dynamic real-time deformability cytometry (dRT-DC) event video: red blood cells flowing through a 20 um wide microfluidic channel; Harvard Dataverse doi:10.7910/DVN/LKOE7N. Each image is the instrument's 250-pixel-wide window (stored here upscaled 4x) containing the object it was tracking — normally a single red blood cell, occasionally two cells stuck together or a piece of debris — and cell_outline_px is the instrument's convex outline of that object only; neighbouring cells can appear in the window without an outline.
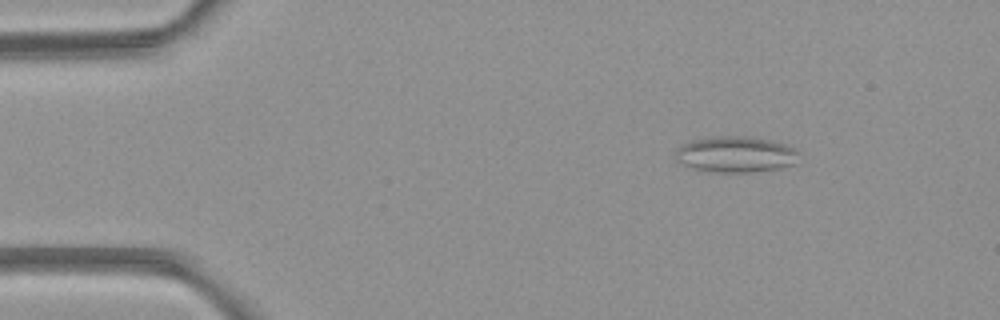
{"species": "common noctule bat (a hibernating species)", "species_latin": "Nyctalus noctula", "temperature_condition": "room temperature", "stored_images_in_passage": 5, "camera_frame_rate_fps": 3000, "um_per_image_px": 0.085, "animal": {"sex": "female", "body_mass_g": 21.9}, "frame": {"image": 1, "passage_image": 3, "time_ms": 2.0, "image_size_px": [1000, 320], "cell_outline_px": [[800, 152], [796, 164], [780, 168], [752, 172], [712, 172], [692, 168], [680, 164], [676, 160], [676, 148], [680, 144], [688, 140], [716, 136], [752, 136], [772, 140], [796, 148]], "centroid_in_image_um": [62.53, 13.11], "position_along_channel_um": 22.5, "area_um2": 26.53}}